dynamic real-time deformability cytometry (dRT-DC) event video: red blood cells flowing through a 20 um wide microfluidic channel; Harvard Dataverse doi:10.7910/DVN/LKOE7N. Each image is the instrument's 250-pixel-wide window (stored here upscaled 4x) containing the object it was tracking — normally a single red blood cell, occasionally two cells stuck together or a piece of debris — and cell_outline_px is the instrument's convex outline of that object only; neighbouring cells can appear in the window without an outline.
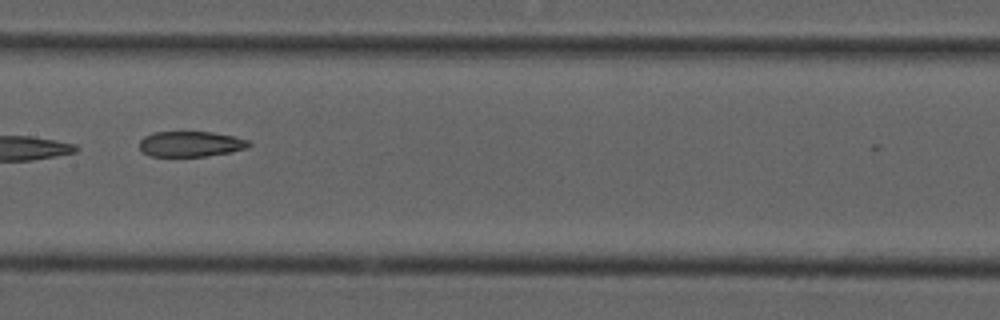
{"species": "common noctule bat (a hibernating species)", "species_latin": "Nyctalus noctula", "temperature_condition": "cold", "stored_images_in_passage": 8, "camera_frame_rate_fps": 3000, "um_per_image_px": 0.085, "animal": {"sex": "male", "forearm_length_mm": 52.5}, "frame": {"image": 1, "passage_image": 5, "time_ms": 1.333, "image_size_px": [1000, 320], "cell_outline_px": [[252, 144], [248, 148], [232, 152], [204, 156], [148, 156], [140, 152], [140, 140], [144, 136], [152, 132], [212, 132], [232, 136], [248, 140]], "centroid_in_image_um": [16.18, 12.24], "position_along_channel_um": 191.2, "area_um2": 16.36}}
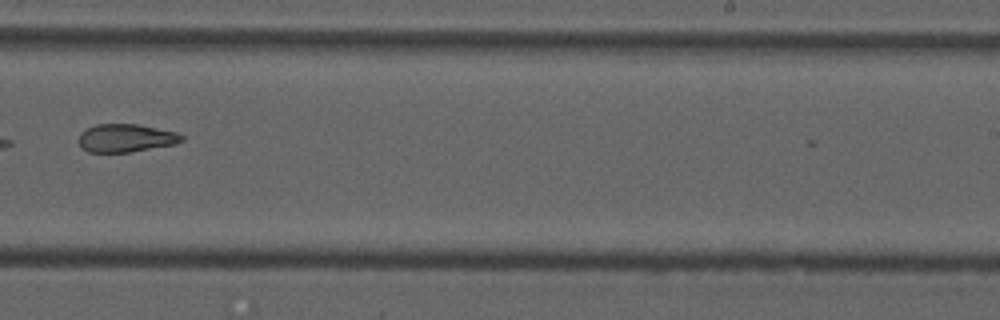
{"frame": {"image": 2, "passage_image": 7, "time_ms": 2.0, "image_size_px": [1000, 320], "cell_outline_px": [[184, 140], [176, 144], [132, 152], [88, 152], [80, 148], [80, 132], [96, 124], [136, 124], [176, 132], [184, 136]], "centroid_in_image_um": [10.71, 11.74], "position_along_channel_um": 278.3, "area_um2": 16.88}}
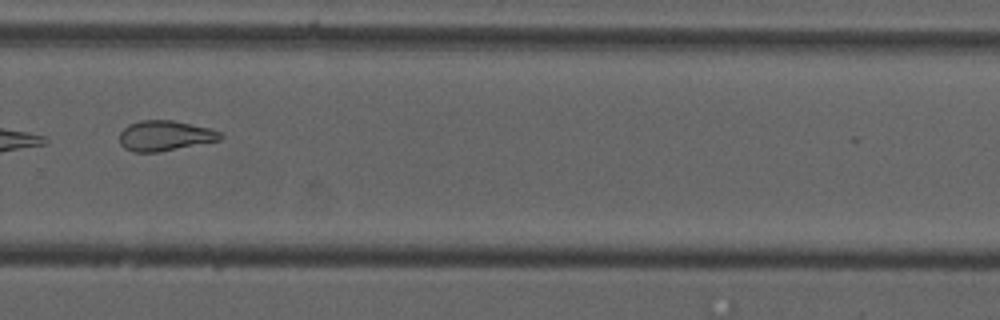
{"frame": {"image": 3, "passage_image": 8, "time_ms": 2.333, "image_size_px": [1000, 320], "cell_outline_px": [[224, 136], [220, 140], [160, 152], [132, 152], [124, 148], [120, 144], [120, 132], [128, 124], [140, 120], [172, 120], [212, 128], [224, 132]], "centroid_in_image_um": [14.05, 11.53], "position_along_channel_um": 315.7, "area_um2": 18.09}}